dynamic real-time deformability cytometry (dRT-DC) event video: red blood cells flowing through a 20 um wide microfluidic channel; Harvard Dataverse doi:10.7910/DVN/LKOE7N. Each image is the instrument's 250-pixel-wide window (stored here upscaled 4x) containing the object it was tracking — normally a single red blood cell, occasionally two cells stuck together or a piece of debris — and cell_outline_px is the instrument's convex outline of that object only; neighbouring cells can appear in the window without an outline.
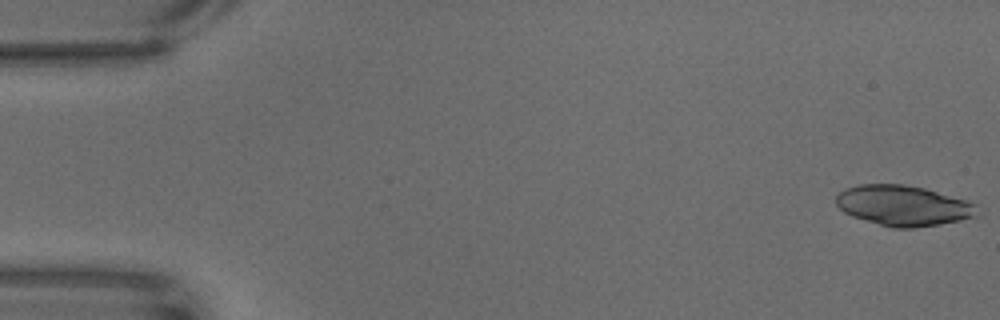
{"species": "common noctule bat (a hibernating species)", "species_latin": "Nyctalus noctula", "temperature_condition": "warm", "stored_images_in_passage": 24, "camera_frame_rate_fps": 3000, "um_per_image_px": 0.085, "animal": {"sex": "male", "body_mass_g": 18.8}, "frame": {"image": 1, "passage_image": 1, "time_ms": 0.0, "image_size_px": [1000, 320], "cell_outline_px": [[980, 216], [940, 224], [916, 228], [892, 228], [852, 216], [844, 212], [836, 204], [836, 196], [844, 188], [860, 184], [904, 184], [924, 188], [968, 200], [976, 204]], "centroid_in_image_um": [76.81, 17.47], "position_along_channel_um": 8.2, "area_um2": 33.47}}